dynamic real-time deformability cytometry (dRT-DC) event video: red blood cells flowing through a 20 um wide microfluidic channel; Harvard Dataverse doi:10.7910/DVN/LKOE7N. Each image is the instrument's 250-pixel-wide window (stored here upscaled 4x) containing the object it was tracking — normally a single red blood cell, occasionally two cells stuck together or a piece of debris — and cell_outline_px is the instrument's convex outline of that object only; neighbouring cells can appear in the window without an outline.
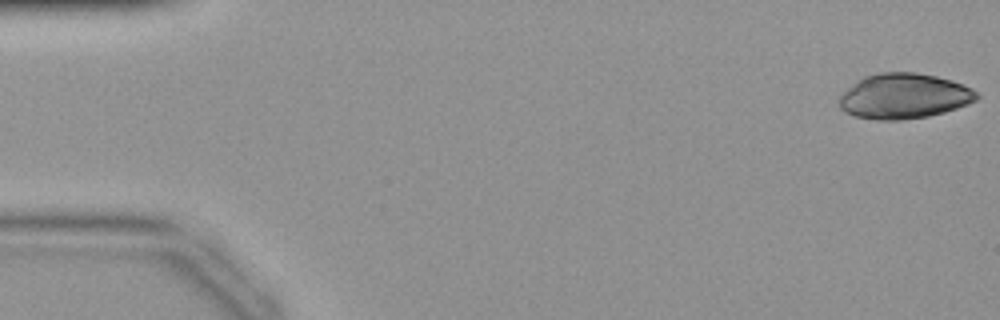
{"species": "common noctule bat (a hibernating species)", "species_latin": "Nyctalus noctula", "temperature_condition": "warm", "stored_images_in_passage": 42, "camera_frame_rate_fps": 3000, "um_per_image_px": 0.085, "animal": {"sex": "female", "body_mass_g": 19.9}, "frame": {"image": 1, "passage_image": 1, "time_ms": 0.0, "image_size_px": [1000, 320], "cell_outline_px": [[980, 96], [976, 100], [968, 104], [944, 112], [928, 116], [900, 120], [876, 120], [856, 116], [844, 112], [840, 108], [840, 96], [848, 88], [864, 76], [880, 72], [916, 72], [936, 76], [952, 80], [964, 84], [972, 88]], "centroid_in_image_um": [76.86, 8.17], "position_along_channel_um": 8.1, "area_um2": 36.24}}